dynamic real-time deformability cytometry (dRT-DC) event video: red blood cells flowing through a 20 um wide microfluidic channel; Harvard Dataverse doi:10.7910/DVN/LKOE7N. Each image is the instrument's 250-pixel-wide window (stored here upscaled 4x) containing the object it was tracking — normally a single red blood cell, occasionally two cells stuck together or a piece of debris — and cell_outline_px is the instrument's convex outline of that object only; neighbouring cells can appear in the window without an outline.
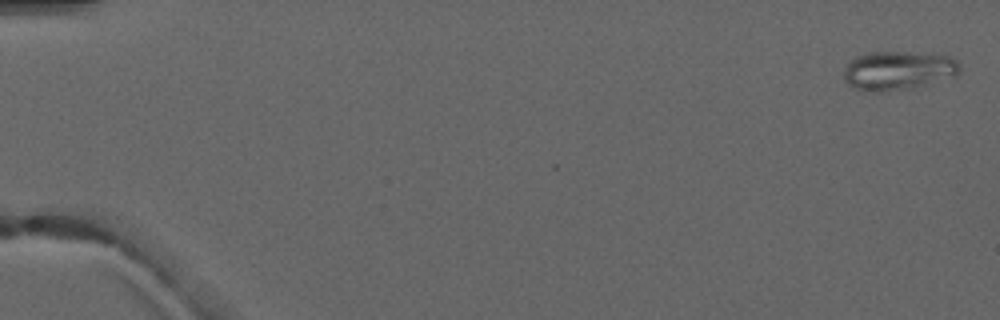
{"species": "common noctule bat (a hibernating species)", "species_latin": "Nyctalus noctula", "temperature_condition": "warm", "stored_images_in_passage": 5, "camera_frame_rate_fps": 3000, "um_per_image_px": 0.085, "animal": {"sex": "male", "forearm_length_mm": 52.5}, "frame": {"image": 1, "passage_image": 1, "time_ms": 0.0, "image_size_px": [1000, 320], "cell_outline_px": [[960, 72], [956, 76], [912, 88], [880, 92], [864, 92], [848, 84], [844, 80], [844, 68], [856, 56], [868, 52], [904, 52], [948, 56], [956, 60], [960, 68]], "centroid_in_image_um": [76.32, 6.01], "position_along_channel_um": 8.7, "area_um2": 26.24}}
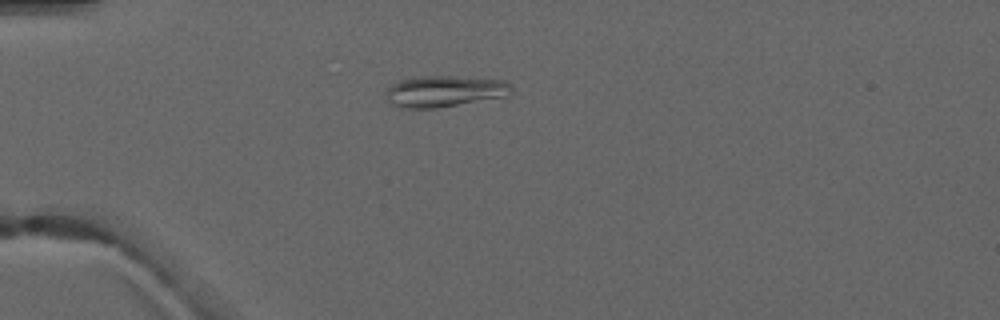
{"frame": {"image": 2, "passage_image": 4, "time_ms": 4.333, "image_size_px": [1000, 320], "cell_outline_px": [[512, 92], [508, 96], [436, 108], [404, 108], [392, 104], [388, 100], [384, 92], [392, 84], [400, 80], [416, 76], [452, 76], [504, 80], [512, 84]], "centroid_in_image_um": [37.8, 7.75], "position_along_channel_um": 47.2, "area_um2": 23.0}}